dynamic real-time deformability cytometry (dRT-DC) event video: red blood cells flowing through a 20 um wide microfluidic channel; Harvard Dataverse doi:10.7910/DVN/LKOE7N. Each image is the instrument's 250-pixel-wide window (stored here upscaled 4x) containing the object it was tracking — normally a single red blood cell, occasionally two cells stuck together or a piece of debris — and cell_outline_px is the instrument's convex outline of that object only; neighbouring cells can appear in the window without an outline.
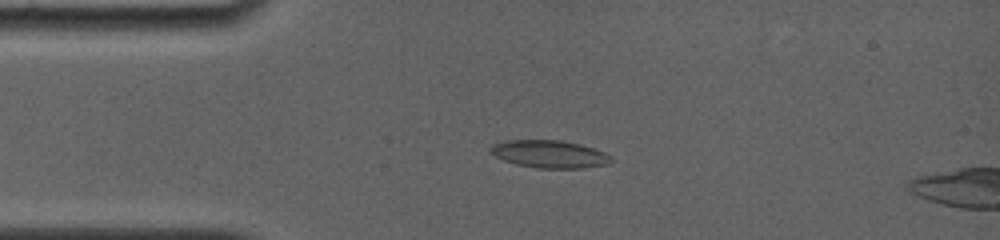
{"species": "common noctule bat (a hibernating species)", "species_latin": "Nyctalus noctula", "temperature_condition": "room temperature", "stored_images_in_passage": 8, "camera_frame_rate_fps": 4000, "um_per_image_px": 0.085, "animal": {"sex": "female", "body_mass_g": 19.0, "forearm_length_mm": 56.7}, "frame": {"image": 1, "passage_image": 5, "time_ms": 2.75, "image_size_px": [1000, 240], "cell_outline_px": [[612, 160], [608, 164], [584, 168], [536, 168], [516, 164], [504, 160], [496, 156], [488, 148], [492, 144], [504, 140], [560, 140], [580, 144], [604, 152], [612, 156]], "centroid_in_image_um": [46.7, 13.09], "position_along_channel_um": 38.3, "area_um2": 19.42}}
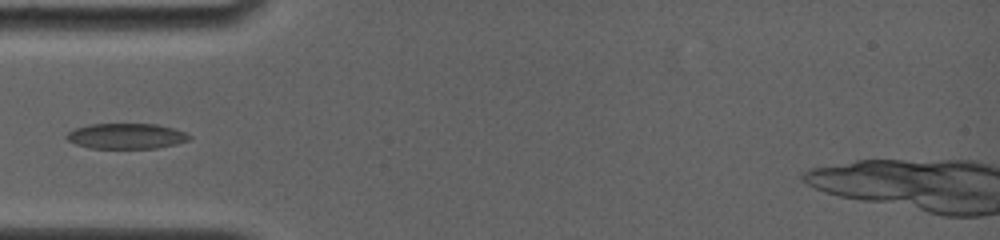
{"frame": {"image": 2, "passage_image": 7, "time_ms": 4.25, "image_size_px": [1000, 240], "cell_outline_px": [[192, 140], [176, 144], [156, 148], [88, 148], [76, 144], [68, 140], [64, 136], [68, 132], [76, 128], [88, 124], [156, 124], [172, 128], [184, 132], [192, 136]], "centroid_in_image_um": [10.74, 11.57], "position_along_channel_um": 74.3, "area_um2": 18.26}}